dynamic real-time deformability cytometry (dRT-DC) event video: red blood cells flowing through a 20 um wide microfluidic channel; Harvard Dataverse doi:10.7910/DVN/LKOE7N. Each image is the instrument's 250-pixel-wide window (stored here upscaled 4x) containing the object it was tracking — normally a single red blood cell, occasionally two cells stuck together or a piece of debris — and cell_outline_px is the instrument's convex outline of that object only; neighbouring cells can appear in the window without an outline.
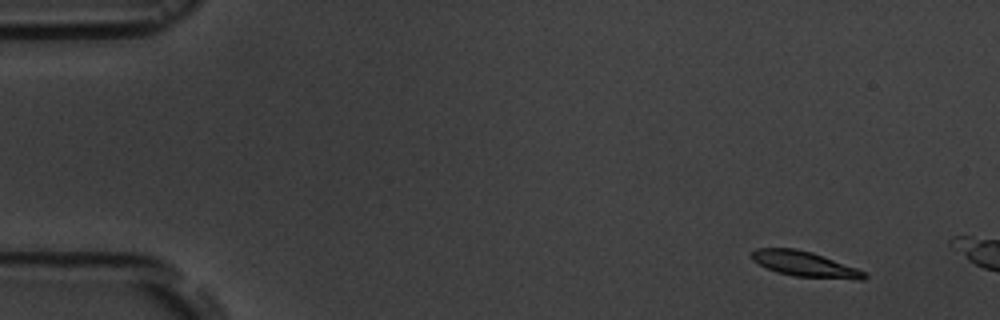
{"species": "common noctule bat (a hibernating species)", "species_latin": "Nyctalus noctula", "temperature_condition": "room temperature", "stored_images_in_passage": 3, "camera_frame_rate_fps": 3000, "um_per_image_px": 0.085, "animal": {"sex": "male", "body_mass_g": 19.5, "forearm_length_mm": 54.6}, "frame": {"image": 1, "passage_image": 1, "time_ms": 0.0, "image_size_px": [1000, 320], "cell_outline_px": [[868, 276], [864, 280], [860, 280], [796, 276], [776, 272], [752, 260], [748, 256], [756, 248], [796, 248], [812, 252], [856, 268], [864, 272]], "centroid_in_image_um": [68.38, 22.44], "position_along_channel_um": 16.6, "area_um2": 16.53}}